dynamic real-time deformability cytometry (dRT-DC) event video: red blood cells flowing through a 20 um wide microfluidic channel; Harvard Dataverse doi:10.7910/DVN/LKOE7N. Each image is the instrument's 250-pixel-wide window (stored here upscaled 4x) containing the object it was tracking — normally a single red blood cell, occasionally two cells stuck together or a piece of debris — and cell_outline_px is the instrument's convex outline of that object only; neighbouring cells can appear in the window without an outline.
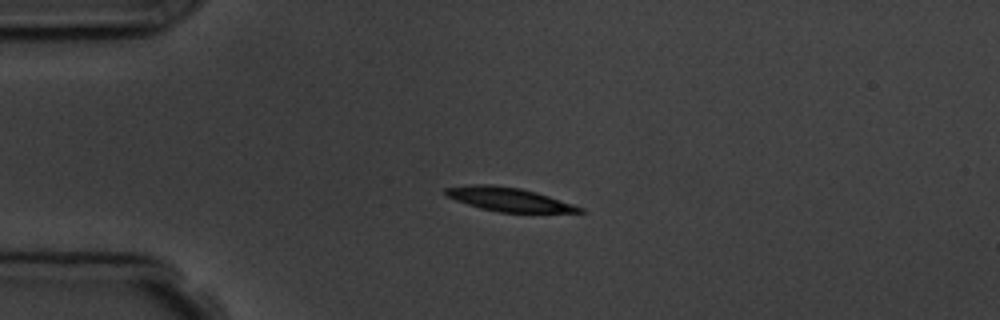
{"species": "common noctule bat (a hibernating species)", "species_latin": "Nyctalus noctula", "temperature_condition": "room temperature", "stored_images_in_passage": 4, "camera_frame_rate_fps": 3000, "um_per_image_px": 0.085, "animal": {"sex": "male", "body_mass_g": 19.5, "forearm_length_mm": 54.6}, "frame": {"image": 1, "passage_image": 3, "time_ms": 2.333, "image_size_px": [1000, 320], "cell_outline_px": [[584, 212], [500, 212], [480, 208], [444, 196], [444, 188], [476, 184], [492, 184], [520, 188], [536, 192], [584, 208]], "centroid_in_image_um": [43.2, 16.93], "position_along_channel_um": 41.8, "area_um2": 18.32}}